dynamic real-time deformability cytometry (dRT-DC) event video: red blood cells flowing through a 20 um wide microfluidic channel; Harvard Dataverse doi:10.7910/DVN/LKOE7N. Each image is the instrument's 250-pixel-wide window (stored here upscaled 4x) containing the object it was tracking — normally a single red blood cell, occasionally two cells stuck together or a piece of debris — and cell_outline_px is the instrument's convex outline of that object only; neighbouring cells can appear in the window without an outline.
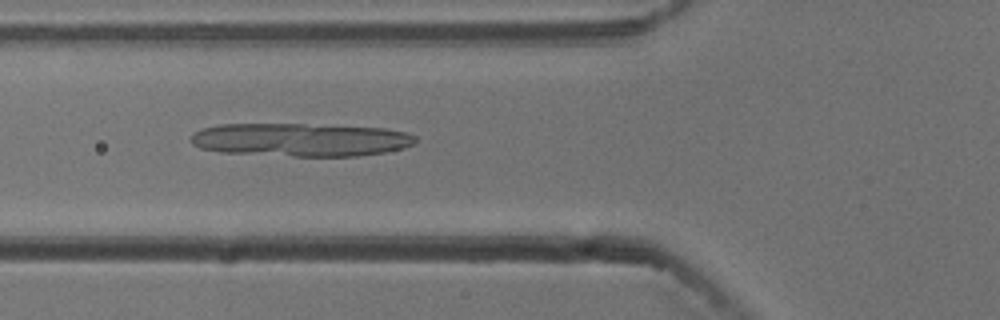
{"species": "common noctule bat (a hibernating species)", "species_latin": "Nyctalus noctula", "temperature_condition": "cold", "stored_images_in_passage": 53, "camera_frame_rate_fps": 3000, "um_per_image_px": 0.085, "animal": {"sex": "male", "body_mass_g": 13.3}, "frame": {"image": 1, "passage_image": 19, "time_ms": 6.0, "image_size_px": [1000, 320], "cell_outline_px": [[416, 140], [412, 144], [404, 148], [384, 152], [356, 156], [292, 156], [220, 152], [200, 148], [192, 144], [188, 140], [192, 132], [200, 128], [220, 124], [304, 124], [384, 128], [404, 132], [416, 136]], "centroid_in_image_um": [25.47, 11.87], "position_along_channel_um": 100.3, "area_um2": 43.7}}
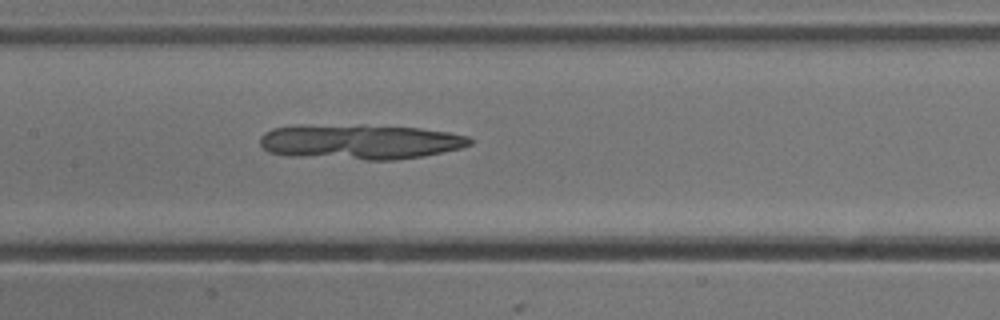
{"frame": {"image": 2, "passage_image": 25, "time_ms": 8.0, "image_size_px": [1000, 320], "cell_outline_px": [[472, 144], [460, 148], [424, 156], [396, 160], [364, 160], [288, 156], [268, 152], [260, 144], [260, 136], [264, 132], [272, 128], [296, 124], [364, 124], [420, 128], [448, 132], [468, 136], [472, 140]], "centroid_in_image_um": [30.54, 12.03], "position_along_channel_um": 176.9, "area_um2": 43.93}}
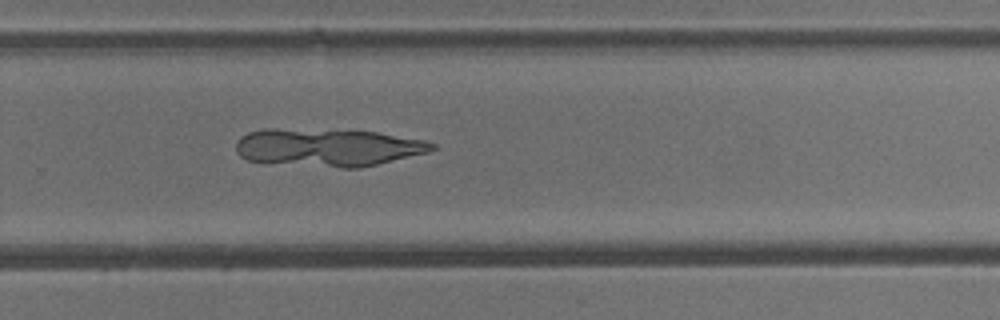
{"frame": {"image": 3, "passage_image": 35, "time_ms": 11.333, "image_size_px": [1000, 320], "cell_outline_px": [[436, 148], [428, 152], [360, 168], [340, 168], [248, 160], [240, 156], [236, 152], [236, 144], [240, 136], [248, 132], [264, 128], [276, 128], [376, 132], [424, 140], [436, 144]], "centroid_in_image_um": [27.86, 12.52], "position_along_channel_um": 301.9, "area_um2": 42.83}}